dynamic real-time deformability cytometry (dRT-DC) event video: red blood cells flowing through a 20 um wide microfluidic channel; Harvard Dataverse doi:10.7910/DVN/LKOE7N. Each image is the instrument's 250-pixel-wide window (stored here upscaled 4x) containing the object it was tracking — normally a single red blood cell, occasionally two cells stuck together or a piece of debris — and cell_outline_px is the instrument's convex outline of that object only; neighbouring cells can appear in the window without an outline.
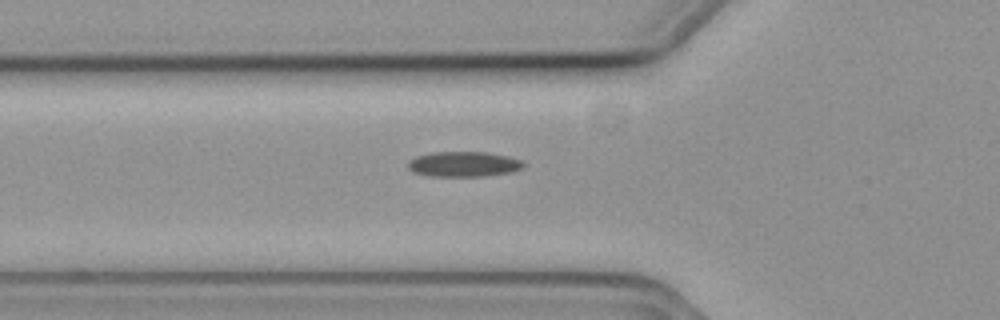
{"species": "common noctule bat (a hibernating species)", "species_latin": "Nyctalus noctula", "temperature_condition": "cold", "stored_images_in_passage": 34, "camera_frame_rate_fps": 3000, "um_per_image_px": 0.085, "animal": {"sex": "female", "body_mass_g": 19.3, "forearm_length_mm": 54.1}, "frame": {"image": 1, "passage_image": 3, "time_ms": 0.667, "image_size_px": [1000, 320], "cell_outline_px": [[524, 168], [508, 172], [484, 176], [428, 176], [412, 172], [408, 168], [408, 160], [416, 156], [432, 152], [488, 152], [508, 156], [520, 160], [524, 164]], "centroid_in_image_um": [39.37, 13.95], "position_along_channel_um": 86.4, "area_um2": 16.99}}
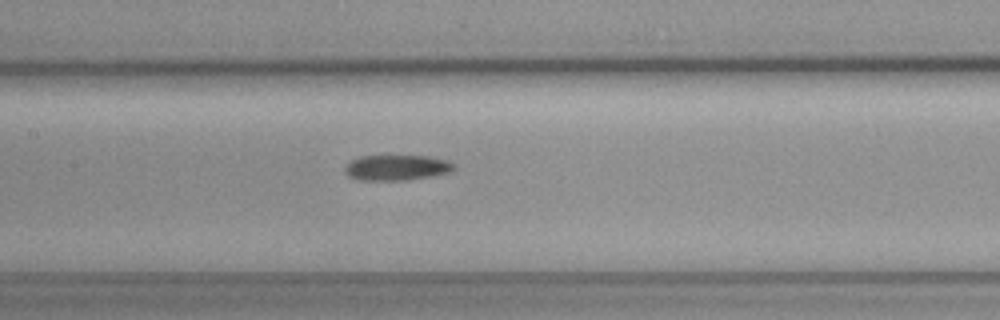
{"frame": {"image": 2, "passage_image": 10, "time_ms": 3.0, "image_size_px": [1000, 320], "cell_outline_px": [[456, 168], [448, 172], [432, 176], [408, 180], [360, 180], [348, 176], [344, 172], [344, 168], [352, 160], [360, 156], [428, 156], [448, 160], [456, 164]], "centroid_in_image_um": [33.74, 14.25], "position_along_channel_um": 173.7, "area_um2": 16.24}}
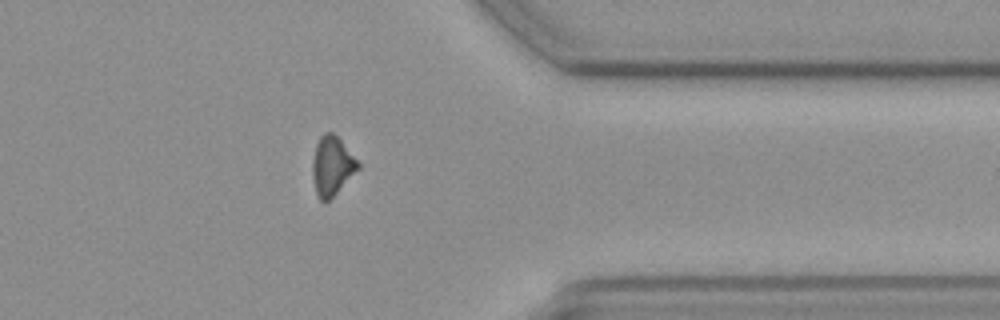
{"frame": {"image": 3, "passage_image": 28, "time_ms": 9.0, "image_size_px": [1000, 320], "cell_outline_px": [[360, 168], [328, 200], [320, 200], [316, 192], [312, 176], [312, 160], [316, 144], [320, 136], [324, 132], [332, 132], [340, 140], [360, 164]], "centroid_in_image_um": [28.2, 14.08], "position_along_channel_um": 383.2, "area_um2": 15.32}}